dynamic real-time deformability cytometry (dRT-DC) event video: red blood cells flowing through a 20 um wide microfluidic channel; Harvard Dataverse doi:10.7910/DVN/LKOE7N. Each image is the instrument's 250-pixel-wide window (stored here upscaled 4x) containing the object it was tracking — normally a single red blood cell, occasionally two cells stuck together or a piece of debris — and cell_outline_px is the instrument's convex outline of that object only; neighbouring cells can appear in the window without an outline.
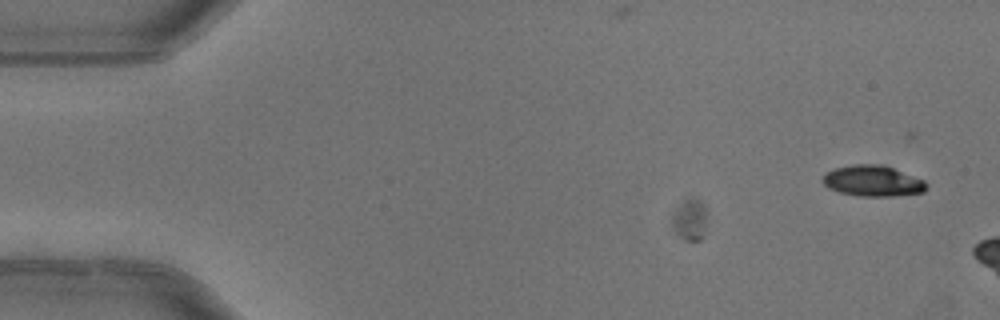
{"species": "common noctule bat (a hibernating species)", "species_latin": "Nyctalus noctula", "temperature_condition": "warm", "stored_images_in_passage": 2, "camera_frame_rate_fps": 3000, "um_per_image_px": 0.085, "animal": {"sex": "female"}, "frame": {"image": 1, "passage_image": 2, "time_ms": 0.333, "image_size_px": [1000, 320], "cell_outline_px": [[928, 184], [924, 192], [892, 196], [860, 196], [840, 192], [828, 188], [820, 180], [828, 172], [836, 168], [852, 164], [884, 164], [924, 180]], "centroid_in_image_um": [74.2, 15.37], "position_along_channel_um": 10.8, "area_um2": 18.67}}